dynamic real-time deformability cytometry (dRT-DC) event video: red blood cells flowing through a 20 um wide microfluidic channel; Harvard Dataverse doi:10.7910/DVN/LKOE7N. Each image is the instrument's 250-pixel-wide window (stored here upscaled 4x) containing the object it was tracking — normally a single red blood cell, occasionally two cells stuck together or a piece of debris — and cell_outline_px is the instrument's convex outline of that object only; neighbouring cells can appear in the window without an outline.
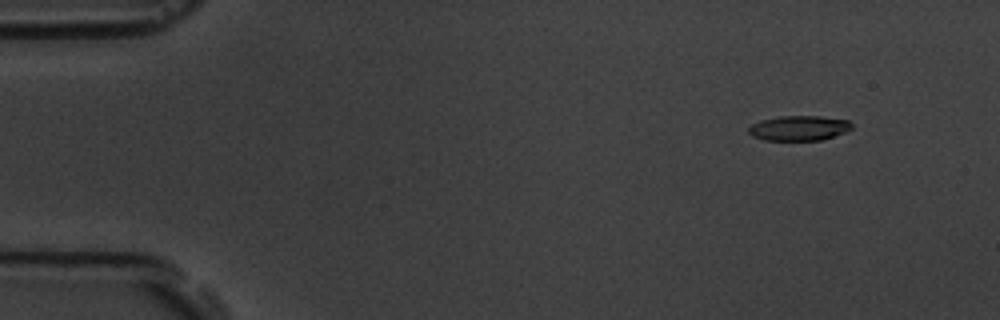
{"species": "common noctule bat (a hibernating species)", "species_latin": "Nyctalus noctula", "temperature_condition": "room temperature", "stored_images_in_passage": 5, "camera_frame_rate_fps": 3000, "um_per_image_px": 0.085, "animal": {"sex": "male", "body_mass_g": 19.5, "forearm_length_mm": 54.6}, "frame": {"image": 1, "passage_image": 2, "time_ms": 1.0, "image_size_px": [1000, 320], "cell_outline_px": [[852, 128], [844, 132], [820, 140], [764, 140], [752, 136], [748, 132], [748, 128], [752, 124], [760, 120], [780, 116], [820, 116], [848, 120], [852, 124]], "centroid_in_image_um": [67.88, 10.88], "position_along_channel_um": 17.1, "area_um2": 14.91}}
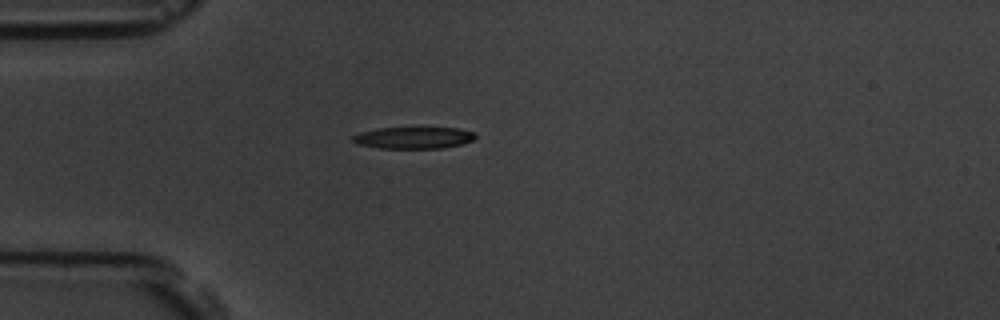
{"frame": {"image": 2, "passage_image": 5, "time_ms": 4.333, "image_size_px": [1000, 320], "cell_outline_px": [[476, 136], [472, 140], [464, 144], [440, 148], [380, 148], [356, 144], [352, 140], [352, 136], [360, 132], [376, 128], [456, 128], [476, 132]], "centroid_in_image_um": [35.15, 11.71], "position_along_channel_um": 49.9, "area_um2": 15.55}}